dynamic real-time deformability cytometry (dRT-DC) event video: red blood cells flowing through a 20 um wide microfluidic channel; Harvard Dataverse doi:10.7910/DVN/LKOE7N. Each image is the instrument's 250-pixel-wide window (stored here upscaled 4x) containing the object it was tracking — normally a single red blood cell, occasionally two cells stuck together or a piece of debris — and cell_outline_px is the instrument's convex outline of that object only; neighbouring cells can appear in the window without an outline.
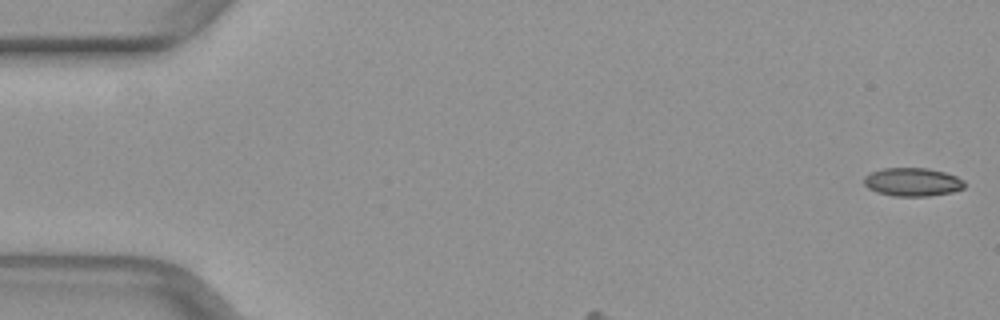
{"species": "common noctule bat (a hibernating species)", "species_latin": "Nyctalus noctula", "temperature_condition": "warm", "stored_images_in_passage": 45, "camera_frame_rate_fps": 3000, "um_per_image_px": 0.085, "animal": {"sex": "female", "body_mass_g": 29.2, "forearm_length_mm": 56.3}, "frame": {"image": 1, "passage_image": 1, "time_ms": 0.0, "image_size_px": [1000, 320], "cell_outline_px": [[964, 188], [952, 192], [928, 196], [892, 196], [876, 192], [868, 188], [864, 184], [864, 176], [868, 172], [884, 168], [928, 168], [944, 172], [956, 176], [964, 180]], "centroid_in_image_um": [77.53, 15.47], "position_along_channel_um": 7.5, "area_um2": 16.76}}
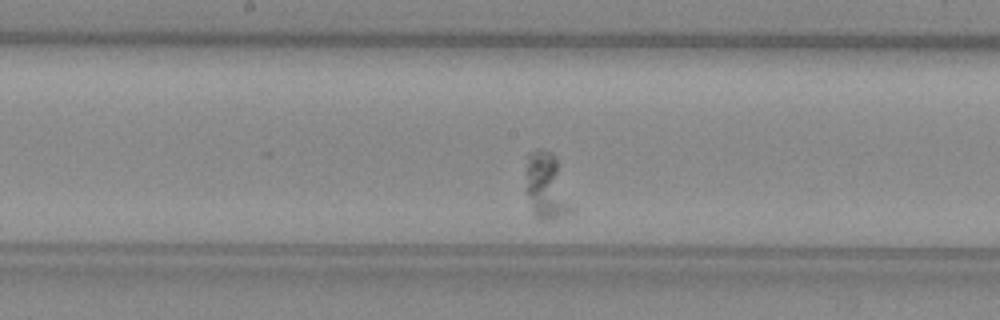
{"frame": {"image": 2, "passage_image": 19, "time_ms": 6.0, "image_size_px": [1000, 320], "cell_outline_px": [[576, 212], [552, 220], [540, 220], [532, 212], [528, 196], [524, 172], [528, 152], [536, 148], [540, 148], [552, 152], [556, 156]], "centroid_in_image_um": [46.48, 15.82], "position_along_channel_um": 201.7, "area_um2": 18.55}}
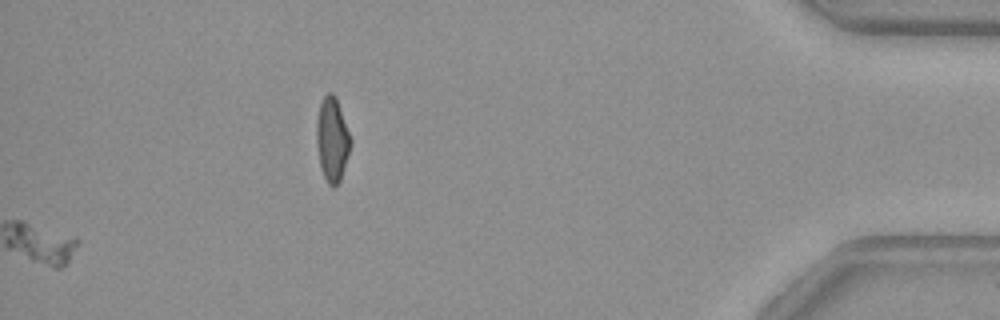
{"frame": {"image": 3, "passage_image": 45, "time_ms": 14.667, "image_size_px": [1000, 320], "cell_outline_px": [[352, 140], [340, 180], [332, 188], [328, 184], [320, 168], [316, 140], [316, 120], [320, 104], [324, 96], [328, 92], [332, 92], [336, 96]], "centroid_in_image_um": [28.22, 11.82], "position_along_channel_um": 407.0, "area_um2": 16.65}}